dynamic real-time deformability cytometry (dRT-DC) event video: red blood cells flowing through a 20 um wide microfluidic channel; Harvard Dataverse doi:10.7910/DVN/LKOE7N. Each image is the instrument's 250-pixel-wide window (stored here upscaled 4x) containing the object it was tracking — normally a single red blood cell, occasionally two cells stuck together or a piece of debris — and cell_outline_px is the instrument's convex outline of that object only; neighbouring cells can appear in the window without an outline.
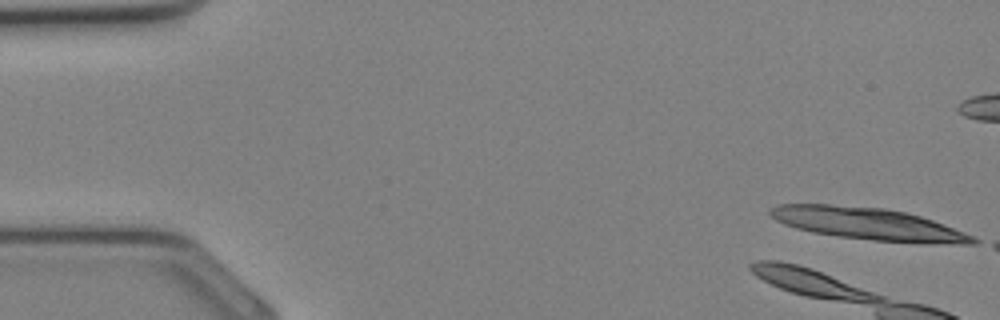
{"species": "Egyptian fruit bat (a non-hibernating species)", "species_latin": "Rousettus aegyptiacus", "temperature_condition": "cold", "stored_images_in_passage": 5, "camera_frame_rate_fps": 3000, "um_per_image_px": 0.085, "animal": {"sex": "female"}, "frame": {"image": 1, "passage_image": 1, "time_ms": 0.0, "image_size_px": [1000, 320], "cell_outline_px": [[980, 240], [976, 244], [924, 244], [872, 240], [840, 236], [812, 232], [796, 228], [784, 224], [776, 220], [768, 212], [776, 204], [828, 204], [884, 208], [904, 212], [920, 216], [944, 224], [964, 232]], "centroid_in_image_um": [73.84, 19.04], "position_along_channel_um": 11.2, "area_um2": 37.97}}